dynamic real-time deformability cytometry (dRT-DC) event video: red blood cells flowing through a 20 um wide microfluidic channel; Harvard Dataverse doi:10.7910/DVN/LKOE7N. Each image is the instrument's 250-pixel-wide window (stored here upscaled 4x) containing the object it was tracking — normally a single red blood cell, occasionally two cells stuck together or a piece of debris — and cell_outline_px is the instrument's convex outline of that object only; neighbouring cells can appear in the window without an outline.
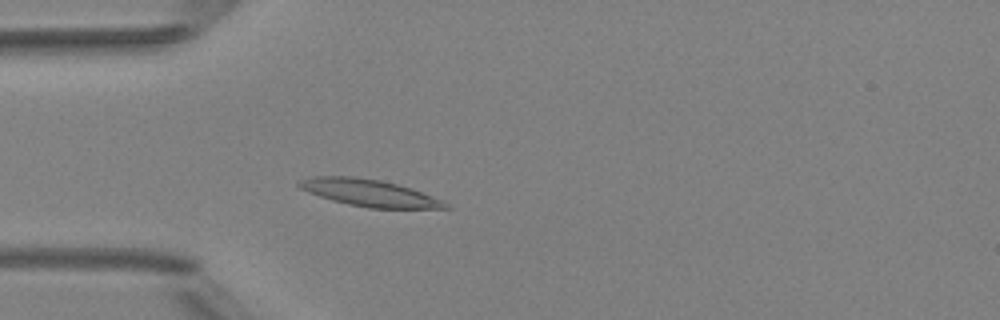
{"species": "Egyptian fruit bat (a non-hibernating species)", "species_latin": "Rousettus aegyptiacus", "temperature_condition": "room temperature", "stored_images_in_passage": 4, "camera_frame_rate_fps": 3000, "um_per_image_px": 0.085, "animal": {"sex": "female"}, "frame": {"image": 1, "passage_image": 4, "time_ms": 3.333, "image_size_px": [1000, 320], "cell_outline_px": [[452, 208], [368, 208], [348, 204], [332, 200], [308, 192], [300, 188], [296, 184], [300, 180], [312, 176], [352, 176], [380, 180], [412, 188], [444, 200]], "centroid_in_image_um": [31.4, 16.39], "position_along_channel_um": 53.6, "area_um2": 22.95}}